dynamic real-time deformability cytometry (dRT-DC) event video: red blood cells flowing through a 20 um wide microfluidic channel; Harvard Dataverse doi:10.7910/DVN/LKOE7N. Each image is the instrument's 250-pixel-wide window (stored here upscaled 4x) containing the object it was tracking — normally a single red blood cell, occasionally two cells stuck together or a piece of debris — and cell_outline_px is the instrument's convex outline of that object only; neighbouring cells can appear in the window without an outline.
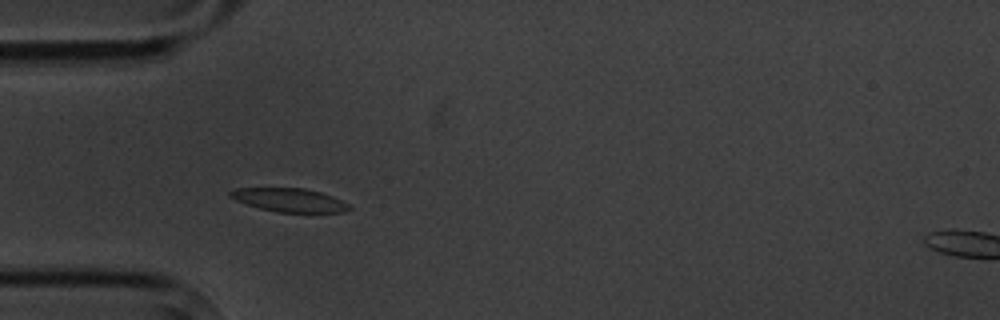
{"species": "common noctule bat (a hibernating species)", "species_latin": "Nyctalus noctula", "temperature_condition": "cold", "stored_images_in_passage": 3, "camera_frame_rate_fps": 3000, "um_per_image_px": 0.085, "animal": {"sex": "male", "body_mass_g": 20.1, "forearm_length_mm": 53.5}, "frame": {"image": 1, "passage_image": 2, "time_ms": 1.333, "image_size_px": [1000, 320], "cell_outline_px": [[352, 208], [344, 212], [276, 212], [260, 208], [236, 200], [228, 196], [228, 192], [236, 188], [304, 188], [320, 192], [332, 196], [348, 204]], "centroid_in_image_um": [24.58, 17.0], "position_along_channel_um": 60.4, "area_um2": 16.18}}
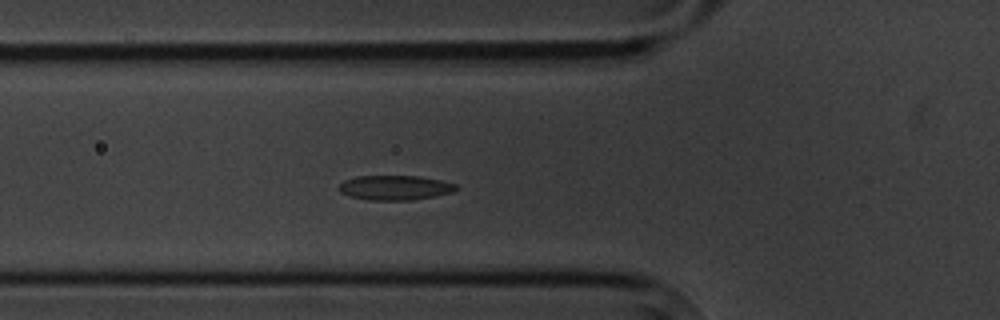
{"frame": {"image": 2, "passage_image": 3, "time_ms": 2.333, "image_size_px": [1000, 320], "cell_outline_px": [[460, 188], [452, 192], [412, 200], [368, 200], [348, 196], [340, 192], [336, 188], [344, 180], [356, 176], [420, 176], [440, 180], [456, 184]], "centroid_in_image_um": [33.53, 15.95], "position_along_channel_um": 92.3, "area_um2": 16.94}}